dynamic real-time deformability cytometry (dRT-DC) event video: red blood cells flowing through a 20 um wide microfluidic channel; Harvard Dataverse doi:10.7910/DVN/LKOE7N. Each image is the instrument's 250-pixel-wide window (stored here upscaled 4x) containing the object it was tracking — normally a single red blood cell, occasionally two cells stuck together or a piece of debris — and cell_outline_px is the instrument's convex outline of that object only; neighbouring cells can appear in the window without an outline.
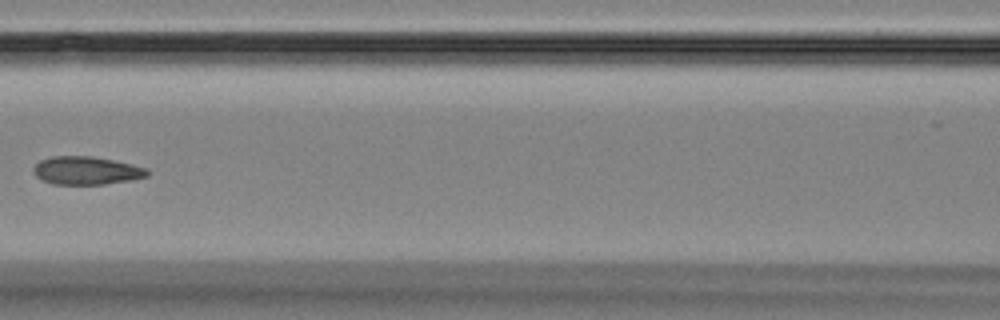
{"species": "Egyptian fruit bat (a non-hibernating species)", "species_latin": "Rousettus aegyptiacus", "temperature_condition": "room temperature", "stored_images_in_passage": 14, "camera_frame_rate_fps": 3000, "um_per_image_px": 0.085, "animal": {"sex": "female"}, "frame": {"image": 1, "passage_image": 8, "time_ms": 8.0, "image_size_px": [1000, 320], "cell_outline_px": [[152, 172], [148, 176], [132, 180], [104, 184], [52, 184], [36, 176], [32, 172], [32, 168], [40, 160], [52, 156], [92, 156], [132, 164], [148, 168]], "centroid_in_image_um": [7.37, 14.49], "position_along_channel_um": 159.2, "area_um2": 18.79}}
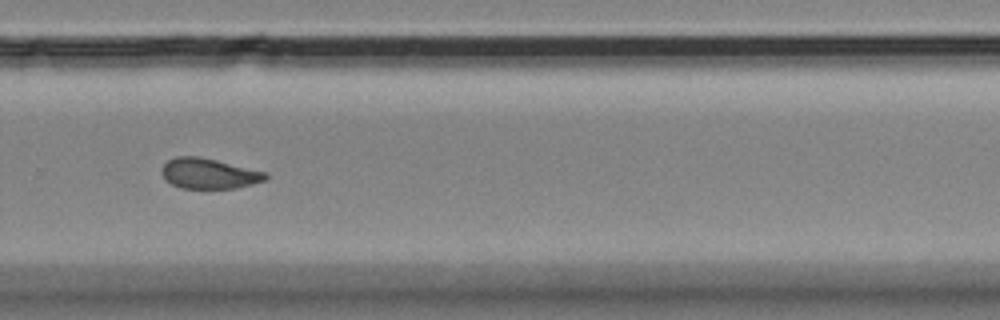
{"frame": {"image": 2, "passage_image": 12, "time_ms": 12.333, "image_size_px": [1000, 320], "cell_outline_px": [[268, 180], [236, 188], [180, 188], [164, 180], [160, 172], [164, 164], [168, 160], [176, 156], [200, 156], [268, 172]], "centroid_in_image_um": [17.77, 14.74], "position_along_channel_um": 312.0, "area_um2": 18.67}}
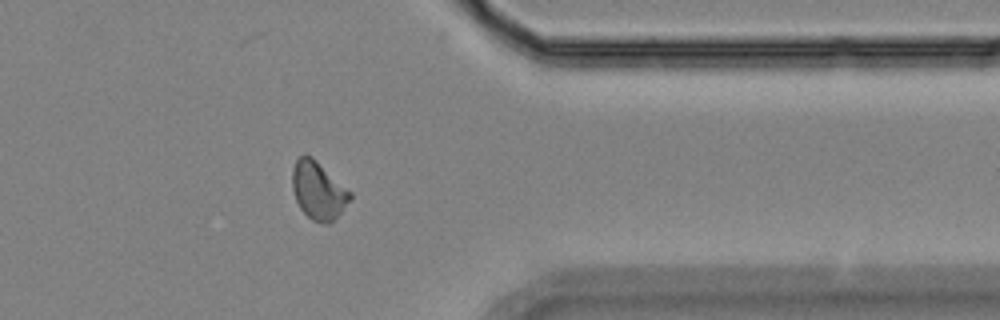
{"frame": {"image": 3, "passage_image": 14, "time_ms": 14.667, "image_size_px": [1000, 320], "cell_outline_px": [[352, 196], [340, 212], [328, 224], [320, 224], [312, 220], [300, 208], [296, 200], [292, 188], [292, 168], [296, 160], [300, 156], [312, 156], [352, 192]], "centroid_in_image_um": [27.04, 16.19], "position_along_channel_um": 384.4, "area_um2": 19.31}, "authors_computed_cell_mechanics": {"area_um2": 19.0451, "velocity_mm_per_s": 3.5522, "shape_relaxation_time_tau1_ms": null, "shape_relaxation_time_tau2_ms": 1.6837, "deformation_change_tau1": null, "deformation_change_tau2": 0.0555}}